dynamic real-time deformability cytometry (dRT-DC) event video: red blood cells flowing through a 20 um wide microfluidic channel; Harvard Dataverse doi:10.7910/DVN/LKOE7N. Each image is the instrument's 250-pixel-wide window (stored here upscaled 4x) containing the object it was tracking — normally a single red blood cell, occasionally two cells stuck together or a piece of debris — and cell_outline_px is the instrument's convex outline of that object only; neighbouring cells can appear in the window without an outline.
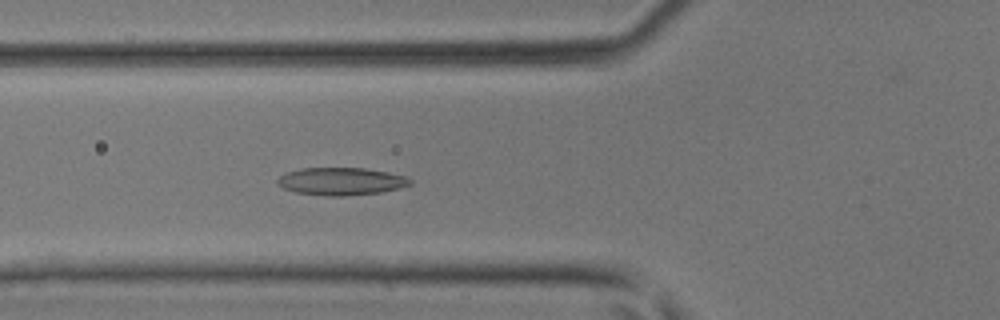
{"species": "common noctule bat (a hibernating species)", "species_latin": "Nyctalus noctula", "temperature_condition": "room temperature", "stored_images_in_passage": 46, "camera_frame_rate_fps": 3000, "um_per_image_px": 0.085, "animal": {"sex": "male", "body_mass_g": 17.9, "forearm_length_mm": 54.2}, "frame": {"image": 1, "passage_image": 17, "time_ms": 5.333, "image_size_px": [1000, 320], "cell_outline_px": [[412, 184], [400, 188], [380, 192], [344, 196], [324, 196], [296, 192], [284, 188], [276, 184], [276, 180], [280, 176], [288, 172], [300, 168], [364, 168], [388, 172], [408, 176], [412, 180]], "centroid_in_image_um": [29.02, 15.41], "position_along_channel_um": 96.8, "area_um2": 21.44}}
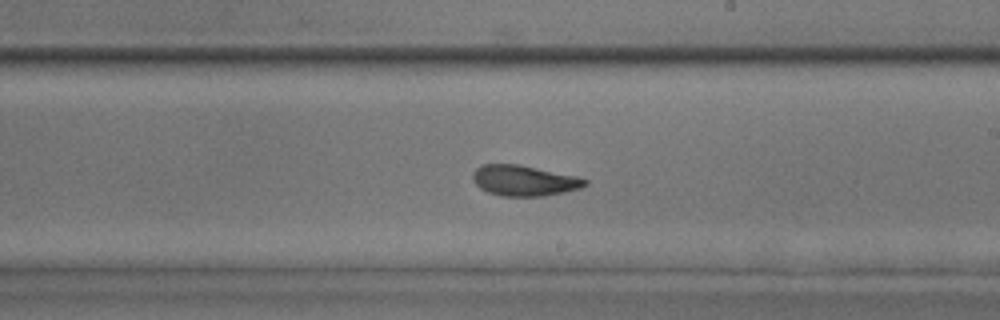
{"frame": {"image": 2, "passage_image": 27, "time_ms": 8.667, "image_size_px": [1000, 320], "cell_outline_px": [[588, 184], [580, 188], [564, 192], [544, 196], [504, 196], [488, 192], [480, 188], [472, 180], [472, 172], [476, 168], [484, 164], [520, 164], [576, 176], [588, 180]], "centroid_in_image_um": [44.54, 15.34], "position_along_channel_um": 244.5, "area_um2": 20.06}}
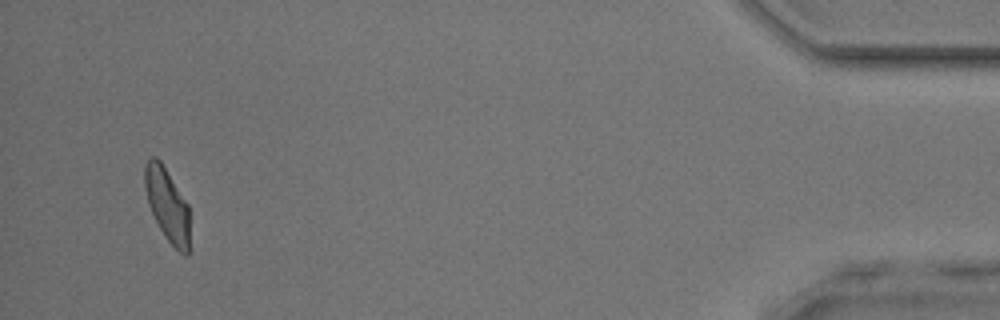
{"frame": {"image": 3, "passage_image": 44, "time_ms": 14.333, "image_size_px": [1000, 320], "cell_outline_px": [[188, 256], [184, 256], [168, 240], [160, 228], [148, 204], [144, 188], [144, 164], [152, 156], [156, 156], [160, 160], [188, 204]], "centroid_in_image_um": [14.19, 17.35], "position_along_channel_um": 421.0, "area_um2": 18.84}}